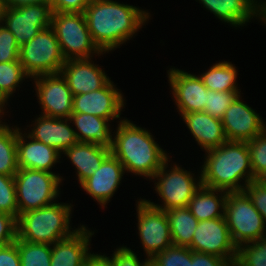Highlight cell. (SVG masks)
<instances>
[{"label":"cell","instance_id":"cell-1","mask_svg":"<svg viewBox=\"0 0 266 266\" xmlns=\"http://www.w3.org/2000/svg\"><path fill=\"white\" fill-rule=\"evenodd\" d=\"M88 29L102 52L126 44L149 20V12L113 0H90L85 9Z\"/></svg>","mask_w":266,"mask_h":266},{"label":"cell","instance_id":"cell-2","mask_svg":"<svg viewBox=\"0 0 266 266\" xmlns=\"http://www.w3.org/2000/svg\"><path fill=\"white\" fill-rule=\"evenodd\" d=\"M119 120L113 132L116 133L113 134L111 153L122 163L125 172L152 180L170 157L146 128L125 118Z\"/></svg>","mask_w":266,"mask_h":266},{"label":"cell","instance_id":"cell-3","mask_svg":"<svg viewBox=\"0 0 266 266\" xmlns=\"http://www.w3.org/2000/svg\"><path fill=\"white\" fill-rule=\"evenodd\" d=\"M205 153L207 155L204 157V165L200 167L203 186L227 192H241L253 181L246 141H226ZM242 180L244 184L240 183Z\"/></svg>","mask_w":266,"mask_h":266},{"label":"cell","instance_id":"cell-4","mask_svg":"<svg viewBox=\"0 0 266 266\" xmlns=\"http://www.w3.org/2000/svg\"><path fill=\"white\" fill-rule=\"evenodd\" d=\"M73 205L69 203H52L39 209L24 212L17 219V238L32 243L54 244L68 238L72 230Z\"/></svg>","mask_w":266,"mask_h":266},{"label":"cell","instance_id":"cell-5","mask_svg":"<svg viewBox=\"0 0 266 266\" xmlns=\"http://www.w3.org/2000/svg\"><path fill=\"white\" fill-rule=\"evenodd\" d=\"M51 27L66 61L105 54L94 43L84 13L53 12Z\"/></svg>","mask_w":266,"mask_h":266},{"label":"cell","instance_id":"cell-6","mask_svg":"<svg viewBox=\"0 0 266 266\" xmlns=\"http://www.w3.org/2000/svg\"><path fill=\"white\" fill-rule=\"evenodd\" d=\"M59 175L42 170L19 168L14 175L18 216L54 203L61 192L59 186L63 177Z\"/></svg>","mask_w":266,"mask_h":266},{"label":"cell","instance_id":"cell-7","mask_svg":"<svg viewBox=\"0 0 266 266\" xmlns=\"http://www.w3.org/2000/svg\"><path fill=\"white\" fill-rule=\"evenodd\" d=\"M224 217L237 248L266 237L263 217L244 191L227 193Z\"/></svg>","mask_w":266,"mask_h":266},{"label":"cell","instance_id":"cell-8","mask_svg":"<svg viewBox=\"0 0 266 266\" xmlns=\"http://www.w3.org/2000/svg\"><path fill=\"white\" fill-rule=\"evenodd\" d=\"M169 160L156 172L152 180L155 179V191L161 198L163 204H156L146 200L151 206L167 211L172 208L187 207L188 203L202 185L201 172L199 179L194 178V174L184 170L182 167L174 164L168 170ZM157 178V179H156ZM157 180V183H156Z\"/></svg>","mask_w":266,"mask_h":266},{"label":"cell","instance_id":"cell-9","mask_svg":"<svg viewBox=\"0 0 266 266\" xmlns=\"http://www.w3.org/2000/svg\"><path fill=\"white\" fill-rule=\"evenodd\" d=\"M19 61L31 79L60 73L66 60L51 26L39 31L29 42L20 46Z\"/></svg>","mask_w":266,"mask_h":266},{"label":"cell","instance_id":"cell-10","mask_svg":"<svg viewBox=\"0 0 266 266\" xmlns=\"http://www.w3.org/2000/svg\"><path fill=\"white\" fill-rule=\"evenodd\" d=\"M136 205L140 241L146 257L152 259L173 245L166 211L151 206L145 198Z\"/></svg>","mask_w":266,"mask_h":266},{"label":"cell","instance_id":"cell-11","mask_svg":"<svg viewBox=\"0 0 266 266\" xmlns=\"http://www.w3.org/2000/svg\"><path fill=\"white\" fill-rule=\"evenodd\" d=\"M53 11L46 4L1 8L0 22L15 37L19 46L29 42L39 31L51 26Z\"/></svg>","mask_w":266,"mask_h":266},{"label":"cell","instance_id":"cell-12","mask_svg":"<svg viewBox=\"0 0 266 266\" xmlns=\"http://www.w3.org/2000/svg\"><path fill=\"white\" fill-rule=\"evenodd\" d=\"M41 115L54 118H70L72 114L73 94L61 73L40 75L32 78Z\"/></svg>","mask_w":266,"mask_h":266},{"label":"cell","instance_id":"cell-13","mask_svg":"<svg viewBox=\"0 0 266 266\" xmlns=\"http://www.w3.org/2000/svg\"><path fill=\"white\" fill-rule=\"evenodd\" d=\"M189 248L236 261L237 247L232 242L225 217L199 221Z\"/></svg>","mask_w":266,"mask_h":266},{"label":"cell","instance_id":"cell-14","mask_svg":"<svg viewBox=\"0 0 266 266\" xmlns=\"http://www.w3.org/2000/svg\"><path fill=\"white\" fill-rule=\"evenodd\" d=\"M113 81H109L99 90L73 95L72 113H85L107 120L120 118L125 99Z\"/></svg>","mask_w":266,"mask_h":266},{"label":"cell","instance_id":"cell-15","mask_svg":"<svg viewBox=\"0 0 266 266\" xmlns=\"http://www.w3.org/2000/svg\"><path fill=\"white\" fill-rule=\"evenodd\" d=\"M238 95L226 109L221 119L227 141H248L266 129L259 114Z\"/></svg>","mask_w":266,"mask_h":266},{"label":"cell","instance_id":"cell-16","mask_svg":"<svg viewBox=\"0 0 266 266\" xmlns=\"http://www.w3.org/2000/svg\"><path fill=\"white\" fill-rule=\"evenodd\" d=\"M168 83L171 86L172 97L180 116L184 113L204 111L207 100V88L198 75L184 70L170 68Z\"/></svg>","mask_w":266,"mask_h":266},{"label":"cell","instance_id":"cell-17","mask_svg":"<svg viewBox=\"0 0 266 266\" xmlns=\"http://www.w3.org/2000/svg\"><path fill=\"white\" fill-rule=\"evenodd\" d=\"M124 173L122 163L110 153L81 187L104 208L119 188Z\"/></svg>","mask_w":266,"mask_h":266},{"label":"cell","instance_id":"cell-18","mask_svg":"<svg viewBox=\"0 0 266 266\" xmlns=\"http://www.w3.org/2000/svg\"><path fill=\"white\" fill-rule=\"evenodd\" d=\"M91 59L67 60L62 66L60 73L66 79L73 95L99 90L110 81L111 78L101 66L94 64Z\"/></svg>","mask_w":266,"mask_h":266},{"label":"cell","instance_id":"cell-19","mask_svg":"<svg viewBox=\"0 0 266 266\" xmlns=\"http://www.w3.org/2000/svg\"><path fill=\"white\" fill-rule=\"evenodd\" d=\"M34 122L31 125L33 129L27 134L34 140L55 148L61 154L78 142L75 130L70 126V118L39 115Z\"/></svg>","mask_w":266,"mask_h":266},{"label":"cell","instance_id":"cell-20","mask_svg":"<svg viewBox=\"0 0 266 266\" xmlns=\"http://www.w3.org/2000/svg\"><path fill=\"white\" fill-rule=\"evenodd\" d=\"M61 155L55 148L34 140L27 133L22 134L21 129L17 127L18 168L53 173L51 169L60 161Z\"/></svg>","mask_w":266,"mask_h":266},{"label":"cell","instance_id":"cell-21","mask_svg":"<svg viewBox=\"0 0 266 266\" xmlns=\"http://www.w3.org/2000/svg\"><path fill=\"white\" fill-rule=\"evenodd\" d=\"M94 232L80 225L68 238L51 245V266H85L91 254L90 241Z\"/></svg>","mask_w":266,"mask_h":266},{"label":"cell","instance_id":"cell-22","mask_svg":"<svg viewBox=\"0 0 266 266\" xmlns=\"http://www.w3.org/2000/svg\"><path fill=\"white\" fill-rule=\"evenodd\" d=\"M181 117L195 141L204 151L217 148L227 141L222 121L205 111L184 113Z\"/></svg>","mask_w":266,"mask_h":266},{"label":"cell","instance_id":"cell-23","mask_svg":"<svg viewBox=\"0 0 266 266\" xmlns=\"http://www.w3.org/2000/svg\"><path fill=\"white\" fill-rule=\"evenodd\" d=\"M219 20L234 27H242L253 17H258L260 2L258 0H198Z\"/></svg>","mask_w":266,"mask_h":266},{"label":"cell","instance_id":"cell-24","mask_svg":"<svg viewBox=\"0 0 266 266\" xmlns=\"http://www.w3.org/2000/svg\"><path fill=\"white\" fill-rule=\"evenodd\" d=\"M110 153L111 149L107 147L93 143L77 142L62 154L68 157L72 165L75 166L76 176L81 185L94 174Z\"/></svg>","mask_w":266,"mask_h":266},{"label":"cell","instance_id":"cell-25","mask_svg":"<svg viewBox=\"0 0 266 266\" xmlns=\"http://www.w3.org/2000/svg\"><path fill=\"white\" fill-rule=\"evenodd\" d=\"M70 120L75 125V135L78 142L93 143L112 148L113 130L110 128L111 120L104 119L99 116L72 113Z\"/></svg>","mask_w":266,"mask_h":266},{"label":"cell","instance_id":"cell-26","mask_svg":"<svg viewBox=\"0 0 266 266\" xmlns=\"http://www.w3.org/2000/svg\"><path fill=\"white\" fill-rule=\"evenodd\" d=\"M227 193L224 190L201 185L188 203L187 208L198 221L224 217Z\"/></svg>","mask_w":266,"mask_h":266},{"label":"cell","instance_id":"cell-27","mask_svg":"<svg viewBox=\"0 0 266 266\" xmlns=\"http://www.w3.org/2000/svg\"><path fill=\"white\" fill-rule=\"evenodd\" d=\"M173 245L189 247L198 225L197 218L187 207L172 208L166 211Z\"/></svg>","mask_w":266,"mask_h":266},{"label":"cell","instance_id":"cell-28","mask_svg":"<svg viewBox=\"0 0 266 266\" xmlns=\"http://www.w3.org/2000/svg\"><path fill=\"white\" fill-rule=\"evenodd\" d=\"M237 67L231 62L222 61L212 65L205 73L203 72L199 77L208 90L212 91H232L239 92L237 79Z\"/></svg>","mask_w":266,"mask_h":266},{"label":"cell","instance_id":"cell-29","mask_svg":"<svg viewBox=\"0 0 266 266\" xmlns=\"http://www.w3.org/2000/svg\"><path fill=\"white\" fill-rule=\"evenodd\" d=\"M17 164V127L0 124V174L14 176Z\"/></svg>","mask_w":266,"mask_h":266},{"label":"cell","instance_id":"cell-30","mask_svg":"<svg viewBox=\"0 0 266 266\" xmlns=\"http://www.w3.org/2000/svg\"><path fill=\"white\" fill-rule=\"evenodd\" d=\"M30 78L24 71L20 61L0 63V102L6 104L16 88L25 80Z\"/></svg>","mask_w":266,"mask_h":266},{"label":"cell","instance_id":"cell-31","mask_svg":"<svg viewBox=\"0 0 266 266\" xmlns=\"http://www.w3.org/2000/svg\"><path fill=\"white\" fill-rule=\"evenodd\" d=\"M21 266H51V245L16 238Z\"/></svg>","mask_w":266,"mask_h":266},{"label":"cell","instance_id":"cell-32","mask_svg":"<svg viewBox=\"0 0 266 266\" xmlns=\"http://www.w3.org/2000/svg\"><path fill=\"white\" fill-rule=\"evenodd\" d=\"M236 262L240 266H266V237L240 245Z\"/></svg>","mask_w":266,"mask_h":266},{"label":"cell","instance_id":"cell-33","mask_svg":"<svg viewBox=\"0 0 266 266\" xmlns=\"http://www.w3.org/2000/svg\"><path fill=\"white\" fill-rule=\"evenodd\" d=\"M150 261L151 266H191V249L172 245L156 254Z\"/></svg>","mask_w":266,"mask_h":266},{"label":"cell","instance_id":"cell-34","mask_svg":"<svg viewBox=\"0 0 266 266\" xmlns=\"http://www.w3.org/2000/svg\"><path fill=\"white\" fill-rule=\"evenodd\" d=\"M240 92L232 91H212L207 90V100L204 111L214 118L222 119L226 109L232 104Z\"/></svg>","mask_w":266,"mask_h":266},{"label":"cell","instance_id":"cell-35","mask_svg":"<svg viewBox=\"0 0 266 266\" xmlns=\"http://www.w3.org/2000/svg\"><path fill=\"white\" fill-rule=\"evenodd\" d=\"M0 212L18 219V206L14 176L0 174Z\"/></svg>","mask_w":266,"mask_h":266},{"label":"cell","instance_id":"cell-36","mask_svg":"<svg viewBox=\"0 0 266 266\" xmlns=\"http://www.w3.org/2000/svg\"><path fill=\"white\" fill-rule=\"evenodd\" d=\"M246 142L250 152L254 180L259 173L266 170V129L254 139Z\"/></svg>","mask_w":266,"mask_h":266},{"label":"cell","instance_id":"cell-37","mask_svg":"<svg viewBox=\"0 0 266 266\" xmlns=\"http://www.w3.org/2000/svg\"><path fill=\"white\" fill-rule=\"evenodd\" d=\"M19 49L12 32L0 22V63L19 60Z\"/></svg>","mask_w":266,"mask_h":266},{"label":"cell","instance_id":"cell-38","mask_svg":"<svg viewBox=\"0 0 266 266\" xmlns=\"http://www.w3.org/2000/svg\"><path fill=\"white\" fill-rule=\"evenodd\" d=\"M133 250L126 246L118 247L112 254L111 260L113 261V266H151V261L149 258L144 259L140 262L139 258Z\"/></svg>","mask_w":266,"mask_h":266},{"label":"cell","instance_id":"cell-39","mask_svg":"<svg viewBox=\"0 0 266 266\" xmlns=\"http://www.w3.org/2000/svg\"><path fill=\"white\" fill-rule=\"evenodd\" d=\"M17 219L7 213L0 212V248L16 241Z\"/></svg>","mask_w":266,"mask_h":266},{"label":"cell","instance_id":"cell-40","mask_svg":"<svg viewBox=\"0 0 266 266\" xmlns=\"http://www.w3.org/2000/svg\"><path fill=\"white\" fill-rule=\"evenodd\" d=\"M243 191L251 199L253 206L262 215L266 224V188L253 180L245 186Z\"/></svg>","mask_w":266,"mask_h":266},{"label":"cell","instance_id":"cell-41","mask_svg":"<svg viewBox=\"0 0 266 266\" xmlns=\"http://www.w3.org/2000/svg\"><path fill=\"white\" fill-rule=\"evenodd\" d=\"M90 0H51L53 12L84 13Z\"/></svg>","mask_w":266,"mask_h":266},{"label":"cell","instance_id":"cell-42","mask_svg":"<svg viewBox=\"0 0 266 266\" xmlns=\"http://www.w3.org/2000/svg\"><path fill=\"white\" fill-rule=\"evenodd\" d=\"M231 260L191 250V266H230Z\"/></svg>","mask_w":266,"mask_h":266},{"label":"cell","instance_id":"cell-43","mask_svg":"<svg viewBox=\"0 0 266 266\" xmlns=\"http://www.w3.org/2000/svg\"><path fill=\"white\" fill-rule=\"evenodd\" d=\"M0 266H21L16 241L0 248Z\"/></svg>","mask_w":266,"mask_h":266},{"label":"cell","instance_id":"cell-44","mask_svg":"<svg viewBox=\"0 0 266 266\" xmlns=\"http://www.w3.org/2000/svg\"><path fill=\"white\" fill-rule=\"evenodd\" d=\"M31 4H46L51 6V0H0L1 8H18Z\"/></svg>","mask_w":266,"mask_h":266},{"label":"cell","instance_id":"cell-45","mask_svg":"<svg viewBox=\"0 0 266 266\" xmlns=\"http://www.w3.org/2000/svg\"><path fill=\"white\" fill-rule=\"evenodd\" d=\"M85 266H113V261L109 256L92 253L87 258Z\"/></svg>","mask_w":266,"mask_h":266},{"label":"cell","instance_id":"cell-46","mask_svg":"<svg viewBox=\"0 0 266 266\" xmlns=\"http://www.w3.org/2000/svg\"><path fill=\"white\" fill-rule=\"evenodd\" d=\"M260 1L259 19L266 25V1Z\"/></svg>","mask_w":266,"mask_h":266},{"label":"cell","instance_id":"cell-47","mask_svg":"<svg viewBox=\"0 0 266 266\" xmlns=\"http://www.w3.org/2000/svg\"><path fill=\"white\" fill-rule=\"evenodd\" d=\"M254 181H255L256 183H258L259 185H261V186H263V187L266 188V170H264V171H262L261 173H259V174L255 177Z\"/></svg>","mask_w":266,"mask_h":266},{"label":"cell","instance_id":"cell-48","mask_svg":"<svg viewBox=\"0 0 266 266\" xmlns=\"http://www.w3.org/2000/svg\"><path fill=\"white\" fill-rule=\"evenodd\" d=\"M4 106H6V105H4V104H2V103L0 102V117L2 116V117L0 118V124L3 123L1 119L3 118V115L5 114V113H4L5 107H4Z\"/></svg>","mask_w":266,"mask_h":266}]
</instances>
